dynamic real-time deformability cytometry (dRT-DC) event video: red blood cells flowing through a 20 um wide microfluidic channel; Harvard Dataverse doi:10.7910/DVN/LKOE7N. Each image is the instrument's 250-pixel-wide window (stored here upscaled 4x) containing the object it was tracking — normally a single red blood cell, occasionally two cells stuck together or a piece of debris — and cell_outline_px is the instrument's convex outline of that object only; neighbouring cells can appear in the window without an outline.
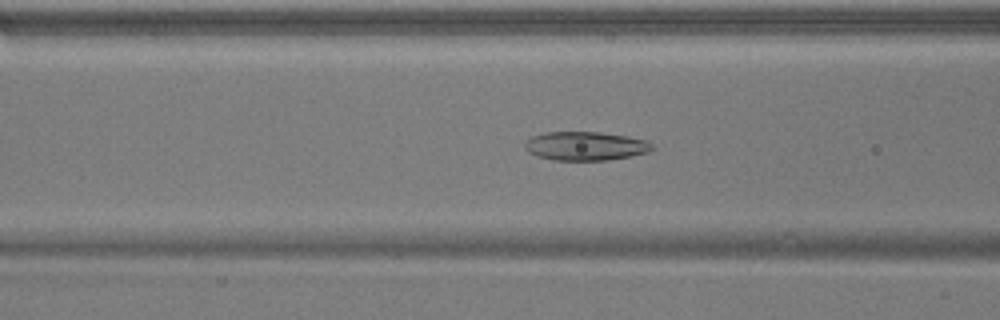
{"species": "common noctule bat (a hibernating species)", "species_latin": "Nyctalus noctula", "temperature_condition": "warm", "stored_images_in_passage": 42, "camera_frame_rate_fps": 3000, "um_per_image_px": 0.085, "animal": {"sex": "male", "body_mass_g": 17.9}, "frame": {"image": 1, "passage_image": 10, "time_ms": 3.0, "image_size_px": [1000, 320], "cell_outline_px": [[656, 148], [648, 152], [632, 156], [608, 160], [556, 160], [536, 156], [528, 152], [524, 148], [524, 144], [532, 136], [544, 132], [600, 132], [628, 136], [648, 140]], "centroid_in_image_um": [49.8, 12.41], "position_along_channel_um": 116.8, "area_um2": 21.56}}
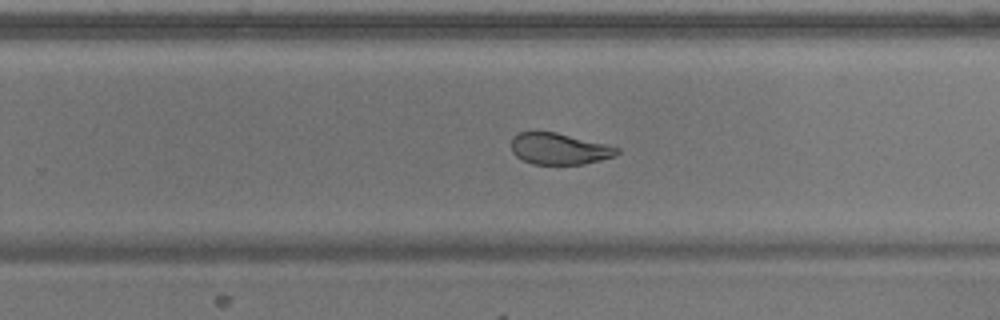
{"frame": {"image": 2, "passage_image": 23, "time_ms": 7.333, "image_size_px": [1000, 320], "cell_outline_px": [[620, 152], [616, 156], [584, 164], [532, 164], [516, 156], [512, 152], [512, 136], [520, 132], [556, 132], [620, 148]], "centroid_in_image_um": [47.53, 12.65], "position_along_channel_um": 282.3, "area_um2": 19.19}}
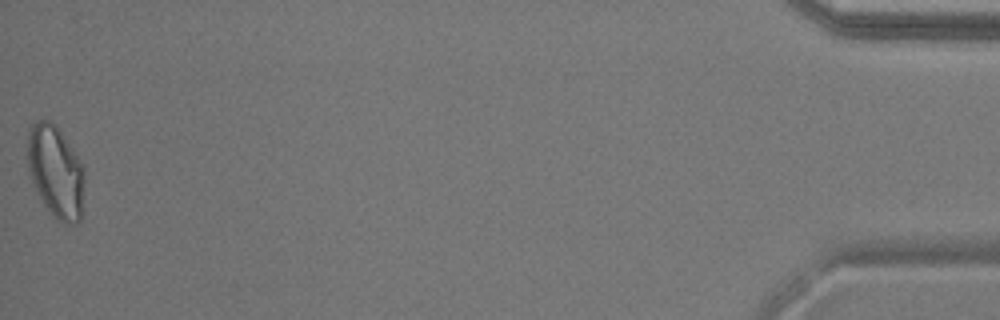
{"frame": {"image": 3, "passage_image": 42, "time_ms": 13.667, "image_size_px": [1000, 320], "cell_outline_px": [[84, 180], [80, 220], [76, 224], [72, 224], [60, 220], [44, 204], [36, 192], [28, 168], [28, 128], [36, 120], [48, 120], [60, 132], [84, 164]], "centroid_in_image_um": [4.73, 14.56], "position_along_channel_um": 430.5, "area_um2": 30.11}, "authors_computed_cell_mechanics": {"area_um2": 21.964, "velocity_mm_per_s": 3.8219, "shape_relaxation_time_tau1_ms": null, "shape_relaxation_time_tau2_ms": 2.1981, "deformation_change_tau1": null, "deformation_change_tau2": 0.0756}}